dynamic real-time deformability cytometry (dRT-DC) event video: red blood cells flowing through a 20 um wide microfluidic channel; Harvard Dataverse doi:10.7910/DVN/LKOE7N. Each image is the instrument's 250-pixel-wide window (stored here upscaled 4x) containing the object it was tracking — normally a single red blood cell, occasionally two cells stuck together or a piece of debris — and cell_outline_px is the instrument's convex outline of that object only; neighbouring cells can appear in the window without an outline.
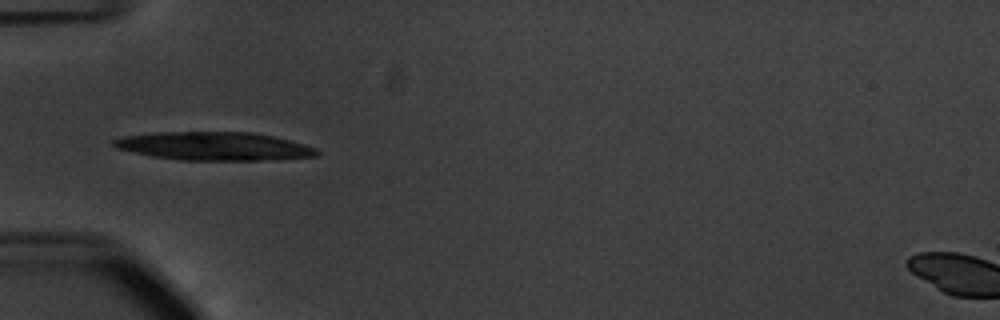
{"species": "common noctule bat (a hibernating species)", "species_latin": "Nyctalus noctula", "temperature_condition": "warm", "stored_images_in_passage": 12, "camera_frame_rate_fps": 3000, "um_per_image_px": 0.085, "animal": {"sex": "male", "body_mass_g": 20.1, "forearm_length_mm": 53.5}, "frame": {"image": 1, "passage_image": 3, "time_ms": 0.667, "image_size_px": [1000, 320], "cell_outline_px": [[320, 152], [316, 156], [276, 160], [180, 160], [152, 156], [116, 148], [112, 144], [112, 140], [124, 136], [152, 132], [252, 132], [272, 136], [304, 144], [316, 148]], "centroid_in_image_um": [18.2, 12.43], "position_along_channel_um": 66.8, "area_um2": 33.64}}